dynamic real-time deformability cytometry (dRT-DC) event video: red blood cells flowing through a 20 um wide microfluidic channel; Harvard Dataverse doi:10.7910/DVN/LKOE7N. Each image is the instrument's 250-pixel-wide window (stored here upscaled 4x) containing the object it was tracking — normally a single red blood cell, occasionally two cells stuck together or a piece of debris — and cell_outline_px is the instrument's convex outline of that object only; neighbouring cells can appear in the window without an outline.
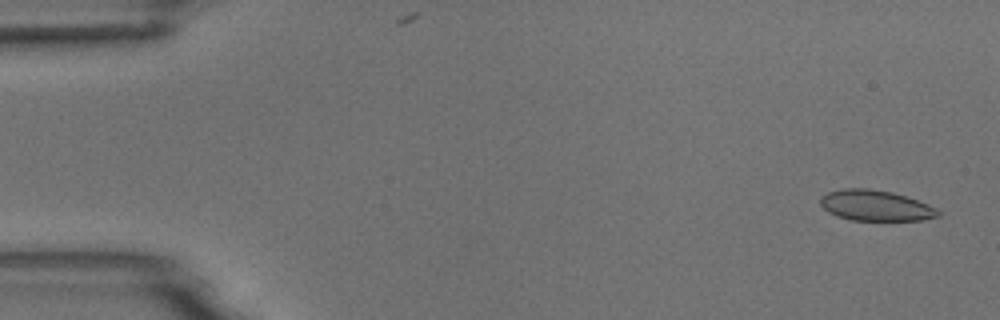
{"species": "common noctule bat (a hibernating species)", "species_latin": "Nyctalus noctula", "temperature_condition": "room temperature", "stored_images_in_passage": 9, "camera_frame_rate_fps": 3000, "um_per_image_px": 0.085, "animal": {"sex": "male", "body_mass_g": 18.8}, "frame": {"image": 1, "passage_image": 2, "time_ms": 0.333, "image_size_px": [1000, 320], "cell_outline_px": [[940, 216], [920, 220], [852, 220], [836, 216], [828, 212], [820, 204], [820, 196], [828, 192], [844, 188], [868, 188], [892, 192], [928, 204], [936, 208], [940, 212]], "centroid_in_image_um": [74.39, 17.47], "position_along_channel_um": 10.6, "area_um2": 20.98}}